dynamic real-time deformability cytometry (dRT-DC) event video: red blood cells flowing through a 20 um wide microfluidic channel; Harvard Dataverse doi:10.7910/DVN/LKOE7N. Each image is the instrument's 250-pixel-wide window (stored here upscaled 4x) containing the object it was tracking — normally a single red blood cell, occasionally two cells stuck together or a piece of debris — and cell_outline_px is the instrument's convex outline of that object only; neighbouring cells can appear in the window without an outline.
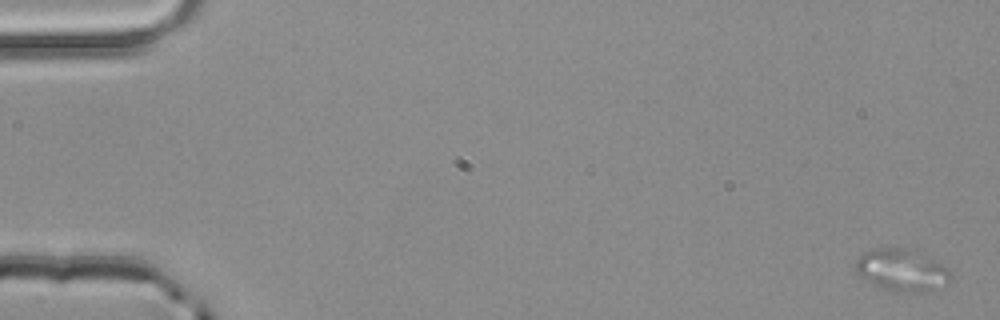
{"species": "common noctule bat (a hibernating species)", "species_latin": "Nyctalus noctula", "temperature_condition": "room temperature", "stored_images_in_passage": 4, "camera_frame_rate_fps": 3000, "um_per_image_px": 0.085, "animal": {"sex": "male", "body_mass_g": 20.4}, "frame": {"image": 1, "passage_image": 1, "time_ms": 0.0, "image_size_px": [1000, 320], "cell_outline_px": [[952, 276], [948, 284], [928, 292], [892, 292], [860, 276], [856, 272], [856, 260], [864, 252], [876, 248], [916, 248], [948, 268]], "centroid_in_image_um": [76.72, 22.95], "position_along_channel_um": 8.3, "area_um2": 23.58}}